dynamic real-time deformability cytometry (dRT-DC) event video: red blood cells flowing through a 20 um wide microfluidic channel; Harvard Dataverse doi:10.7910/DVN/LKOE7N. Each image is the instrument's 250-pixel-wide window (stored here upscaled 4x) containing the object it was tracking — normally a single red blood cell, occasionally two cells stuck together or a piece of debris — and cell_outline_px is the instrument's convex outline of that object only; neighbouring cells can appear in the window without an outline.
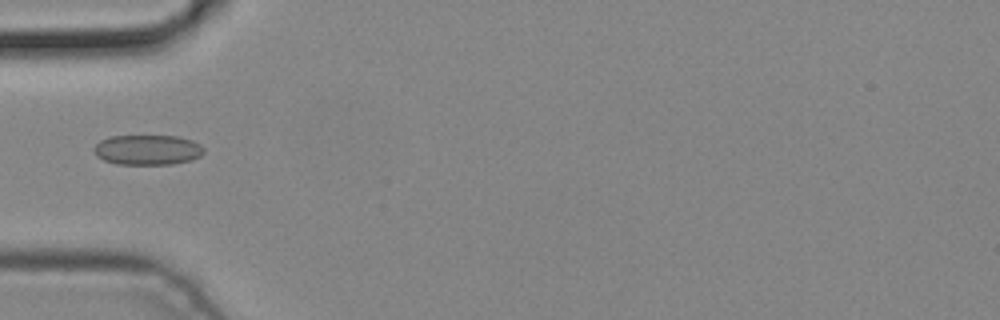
{"species": "common noctule bat (a hibernating species)", "species_latin": "Nyctalus noctula", "temperature_condition": "cold", "stored_images_in_passage": 3, "camera_frame_rate_fps": 3000, "um_per_image_px": 0.085, "animal": {"sex": "male", "body_mass_g": 19.2, "forearm_length_mm": 51.8}, "frame": {"image": 1, "passage_image": 3, "time_ms": 0.667, "image_size_px": [1000, 320], "cell_outline_px": [[204, 152], [200, 156], [192, 160], [172, 164], [116, 164], [104, 160], [96, 156], [92, 148], [100, 140], [108, 136], [180, 136], [192, 140], [200, 144], [204, 148]], "centroid_in_image_um": [12.53, 12.73], "position_along_channel_um": 72.5, "area_um2": 19.48}}